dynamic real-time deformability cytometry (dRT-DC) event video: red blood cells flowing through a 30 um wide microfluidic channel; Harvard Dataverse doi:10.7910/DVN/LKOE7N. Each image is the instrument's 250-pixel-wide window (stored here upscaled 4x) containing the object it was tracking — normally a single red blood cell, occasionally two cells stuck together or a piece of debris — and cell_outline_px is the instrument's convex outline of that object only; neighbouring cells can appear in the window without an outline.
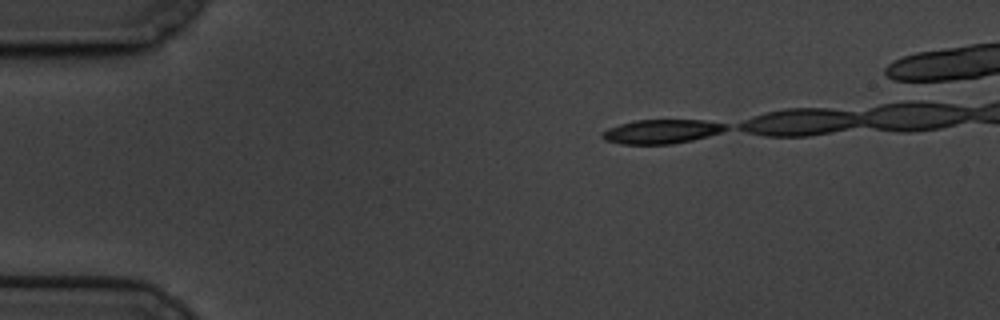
{"species": "common noctule bat (a hibernating species)", "species_latin": "Nyctalus noctula", "temperature_condition": "cold", "stored_images_in_passage": 17, "camera_frame_rate_fps": 3000, "um_per_image_px": 0.085, "animal": {"sex": "male", "body_mass_g": 19.5, "forearm_length_mm": 54.6}, "frame": {"image": 1, "passage_image": 1, "time_ms": 0.0, "image_size_px": [1000, 320], "cell_outline_px": [[728, 128], [720, 132], [708, 136], [692, 140], [672, 144], [620, 144], [604, 140], [600, 136], [608, 128], [620, 124], [636, 120], [704, 120], [728, 124]], "centroid_in_image_um": [56.23, 11.18], "position_along_channel_um": 28.8, "area_um2": 17.34}}
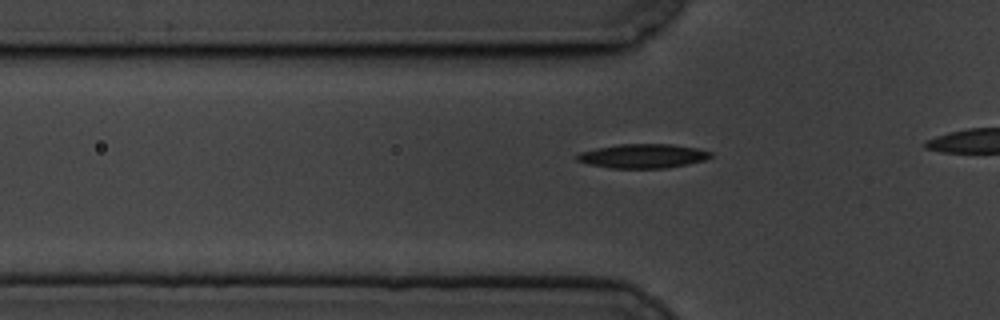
{"frame": {"image": 2, "passage_image": 10, "time_ms": 3.0, "image_size_px": [1000, 320], "cell_outline_px": [[712, 156], [704, 160], [688, 164], [664, 168], [612, 168], [588, 164], [576, 160], [576, 156], [580, 152], [596, 148], [620, 144], [672, 144], [696, 148], [712, 152]], "centroid_in_image_um": [54.64, 13.26], "position_along_channel_um": 71.2, "area_um2": 18.73}}
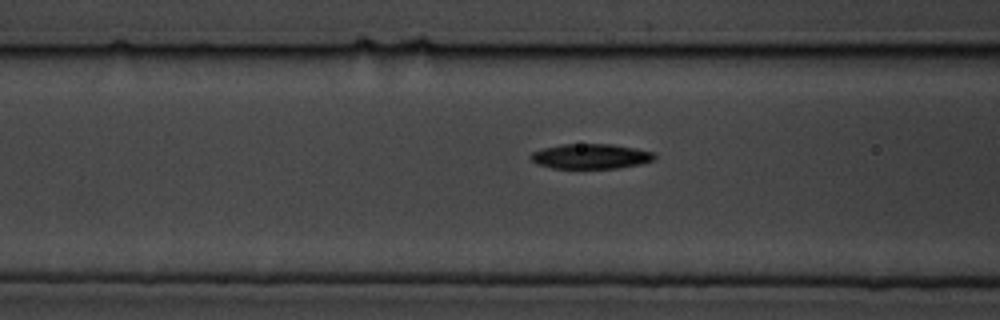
{"frame": {"image": 3, "passage_image": 14, "time_ms": 4.333, "image_size_px": [1000, 320], "cell_outline_px": [[656, 156], [652, 160], [640, 164], [616, 168], [552, 168], [536, 164], [528, 156], [532, 152], [544, 148], [564, 144], [612, 144], [636, 148], [652, 152]], "centroid_in_image_um": [50.18, 13.28], "position_along_channel_um": 116.4, "area_um2": 17.92}}